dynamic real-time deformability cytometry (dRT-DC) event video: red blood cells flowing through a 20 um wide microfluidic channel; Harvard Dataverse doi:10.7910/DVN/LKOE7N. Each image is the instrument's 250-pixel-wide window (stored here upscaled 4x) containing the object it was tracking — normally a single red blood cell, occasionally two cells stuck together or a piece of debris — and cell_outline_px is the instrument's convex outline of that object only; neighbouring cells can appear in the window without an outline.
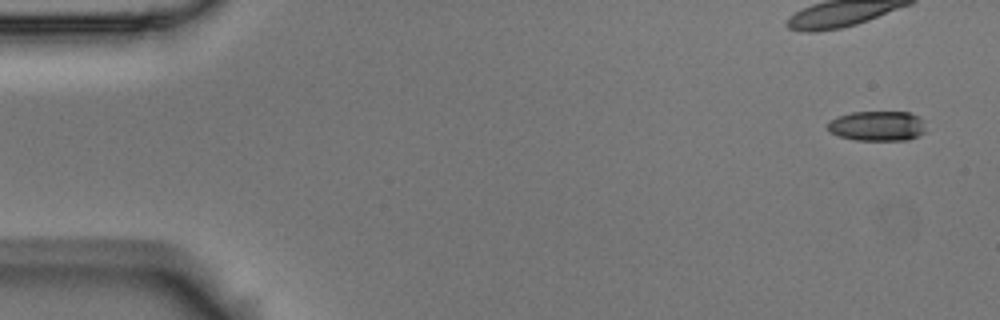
{"species": "Egyptian fruit bat (a non-hibernating species)", "species_latin": "Rousettus aegyptiacus", "temperature_condition": "room temperature", "stored_images_in_passage": 5, "camera_frame_rate_fps": 3000, "um_per_image_px": 0.085, "animal": {"sex": "male"}, "frame": {"image": 1, "passage_image": 1, "time_ms": 0.0, "image_size_px": [1000, 320], "cell_outline_px": [[924, 132], [920, 136], [908, 140], [856, 140], [840, 136], [828, 132], [828, 120], [836, 116], [852, 112], [908, 112], [920, 116]], "centroid_in_image_um": [74.53, 10.7], "position_along_channel_um": 10.5, "area_um2": 17.22}}